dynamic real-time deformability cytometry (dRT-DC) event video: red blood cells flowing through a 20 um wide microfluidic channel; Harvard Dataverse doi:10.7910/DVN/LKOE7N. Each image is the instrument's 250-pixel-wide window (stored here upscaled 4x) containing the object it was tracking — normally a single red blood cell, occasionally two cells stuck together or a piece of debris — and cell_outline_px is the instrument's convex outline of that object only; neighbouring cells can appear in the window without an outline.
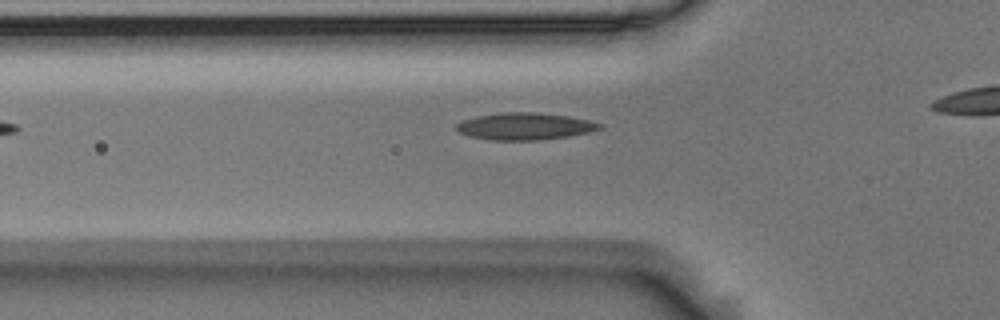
{"species": "Egyptian fruit bat (a non-hibernating species)", "species_latin": "Rousettus aegyptiacus", "temperature_condition": "room temperature", "stored_images_in_passage": 29, "camera_frame_rate_fps": 3000, "um_per_image_px": 0.085, "animal": {"sex": "male"}, "frame": {"image": 1, "passage_image": 3, "time_ms": 0.667, "image_size_px": [1000, 320], "cell_outline_px": [[604, 128], [592, 132], [568, 136], [540, 140], [488, 140], [468, 136], [456, 132], [456, 124], [464, 120], [476, 116], [504, 112], [532, 112], [568, 116], [588, 120], [604, 124]], "centroid_in_image_um": [44.62, 10.74], "position_along_channel_um": 81.2, "area_um2": 22.77}}
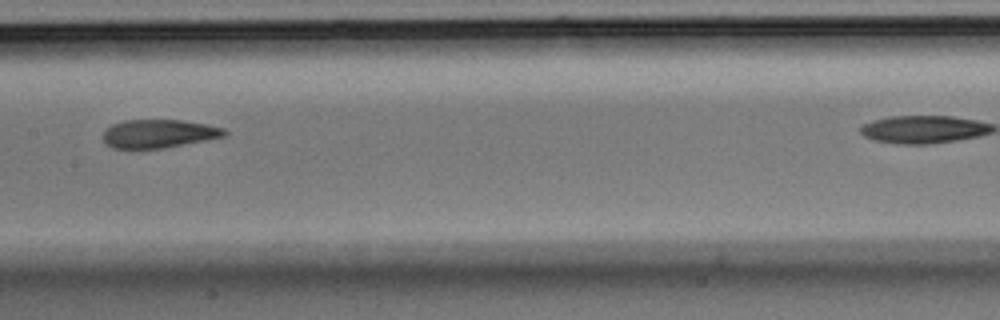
{"frame": {"image": 2, "passage_image": 12, "time_ms": 3.667, "image_size_px": [1000, 320], "cell_outline_px": [[228, 132], [224, 136], [164, 148], [112, 148], [104, 140], [104, 132], [112, 124], [124, 120], [180, 120], [204, 124], [224, 128]], "centroid_in_image_um": [13.49, 11.35], "position_along_channel_um": 193.9, "area_um2": 19.71}}
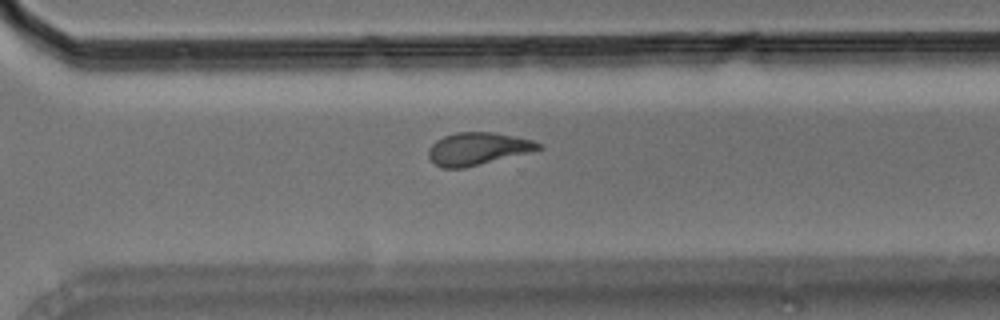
{"frame": {"image": 3, "passage_image": 23, "time_ms": 7.333, "image_size_px": [1000, 320], "cell_outline_px": [[544, 148], [464, 168], [444, 168], [436, 164], [428, 156], [428, 148], [436, 140], [444, 136], [456, 132], [492, 132], [532, 140], [540, 144]], "centroid_in_image_um": [40.56, 12.63], "position_along_channel_um": 330.0, "area_um2": 20.46}}